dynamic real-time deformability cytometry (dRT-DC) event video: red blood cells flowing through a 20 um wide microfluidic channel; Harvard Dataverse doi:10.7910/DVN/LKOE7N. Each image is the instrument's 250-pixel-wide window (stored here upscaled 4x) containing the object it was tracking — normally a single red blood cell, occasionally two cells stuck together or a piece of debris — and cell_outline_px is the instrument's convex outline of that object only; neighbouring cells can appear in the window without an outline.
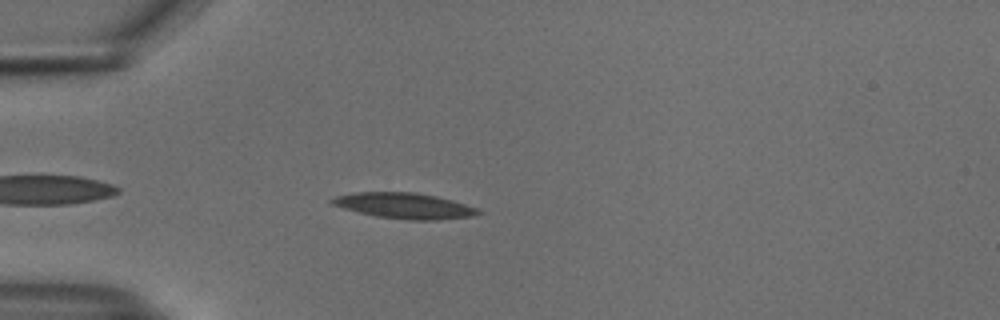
{"species": "common noctule bat (a hibernating species)", "species_latin": "Nyctalus noctula", "temperature_condition": "cold", "stored_images_in_passage": 43, "camera_frame_rate_fps": 3000, "um_per_image_px": 0.085, "animal": {"sex": "male", "body_mass_g": 18.8}, "frame": {"image": 1, "passage_image": 4, "time_ms": 1.0, "image_size_px": [1000, 320], "cell_outline_px": [[484, 212], [476, 216], [436, 220], [408, 220], [376, 216], [344, 208], [332, 204], [328, 200], [336, 196], [356, 192], [416, 192], [436, 196], [452, 200], [476, 208]], "centroid_in_image_um": [34.4, 17.49], "position_along_channel_um": 50.6, "area_um2": 21.85}}
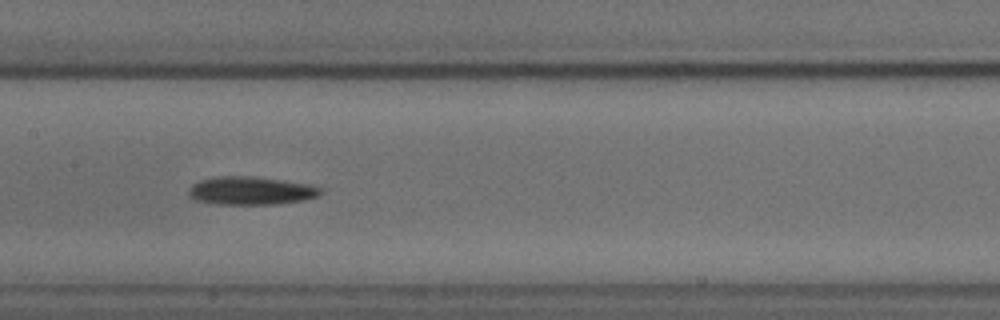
{"frame": {"image": 2, "passage_image": 16, "time_ms": 5.0, "image_size_px": [1000, 320], "cell_outline_px": [[324, 192], [320, 196], [304, 200], [276, 204], [216, 204], [196, 200], [188, 196], [188, 192], [192, 184], [200, 180], [216, 176], [252, 176], [308, 184], [324, 188]], "centroid_in_image_um": [21.35, 16.21], "position_along_channel_um": 186.0, "area_um2": 21.79}}
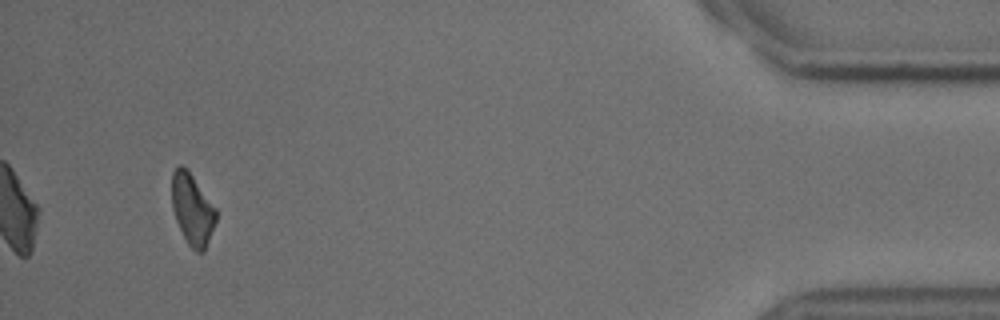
{"frame": {"image": 3, "passage_image": 40, "time_ms": 13.0, "image_size_px": [1000, 320], "cell_outline_px": [[216, 220], [204, 252], [196, 252], [188, 244], [176, 220], [172, 208], [172, 172], [180, 164], [188, 168], [216, 208]], "centroid_in_image_um": [16.34, 17.76], "position_along_channel_um": 418.9, "area_um2": 18.32}, "authors_computed_cell_mechanics": {"area_um2": 20.4612, "velocity_mm_per_s": 3.7366, "shape_relaxation_time_tau1_ms": 4.9889, "shape_relaxation_time_tau2_ms": null, "deformation_change_tau1": 0.1253, "deformation_change_tau2": null}}